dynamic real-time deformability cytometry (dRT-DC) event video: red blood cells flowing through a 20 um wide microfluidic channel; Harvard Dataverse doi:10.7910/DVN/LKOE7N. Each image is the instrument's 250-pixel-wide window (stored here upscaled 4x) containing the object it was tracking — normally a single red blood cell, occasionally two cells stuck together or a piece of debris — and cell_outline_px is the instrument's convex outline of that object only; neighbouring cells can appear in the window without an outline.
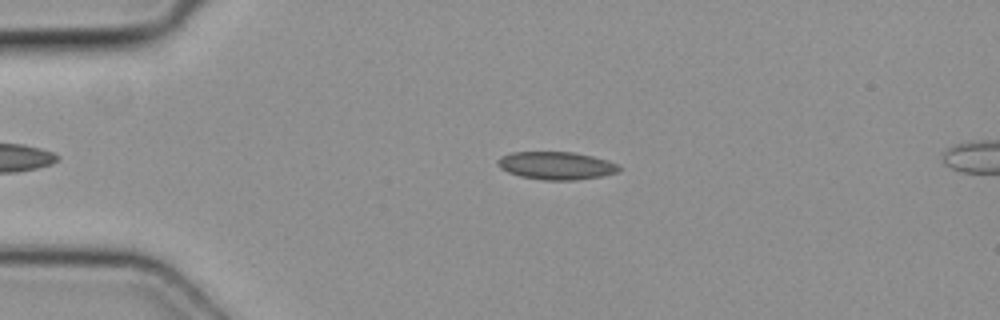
{"species": "common noctule bat (a hibernating species)", "species_latin": "Nyctalus noctula", "temperature_condition": "cold", "stored_images_in_passage": 3, "camera_frame_rate_fps": 3000, "um_per_image_px": 0.085, "animal": {"sex": "female", "body_mass_g": 19.3, "forearm_length_mm": 54.1}, "frame": {"image": 1, "passage_image": 1, "time_ms": 0.0, "image_size_px": [1000, 320], "cell_outline_px": [[620, 168], [616, 172], [600, 176], [576, 180], [544, 180], [520, 176], [508, 172], [500, 168], [496, 164], [496, 160], [500, 156], [512, 152], [576, 152], [608, 160], [620, 164]], "centroid_in_image_um": [47.26, 14.07], "position_along_channel_um": 37.7, "area_um2": 19.77}}
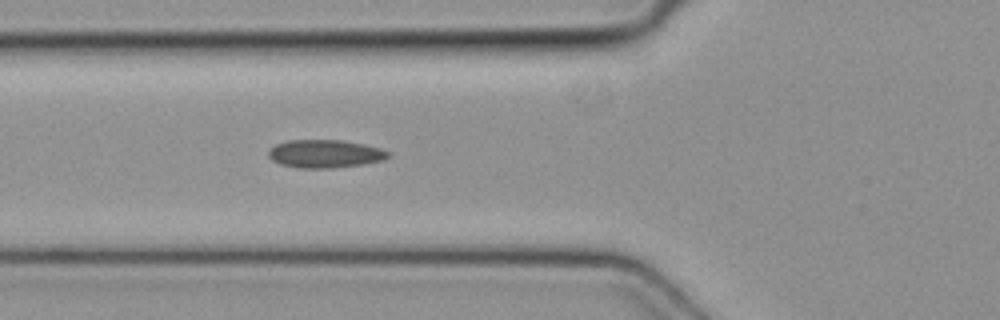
{"frame": {"image": 2, "passage_image": 3, "time_ms": 0.667, "image_size_px": [1000, 320], "cell_outline_px": [[392, 156], [384, 160], [364, 164], [332, 168], [296, 168], [280, 164], [272, 160], [268, 156], [268, 152], [276, 144], [288, 140], [344, 140], [364, 144], [380, 148], [392, 152]], "centroid_in_image_um": [27.67, 13.07], "position_along_channel_um": 98.1, "area_um2": 19.83}}